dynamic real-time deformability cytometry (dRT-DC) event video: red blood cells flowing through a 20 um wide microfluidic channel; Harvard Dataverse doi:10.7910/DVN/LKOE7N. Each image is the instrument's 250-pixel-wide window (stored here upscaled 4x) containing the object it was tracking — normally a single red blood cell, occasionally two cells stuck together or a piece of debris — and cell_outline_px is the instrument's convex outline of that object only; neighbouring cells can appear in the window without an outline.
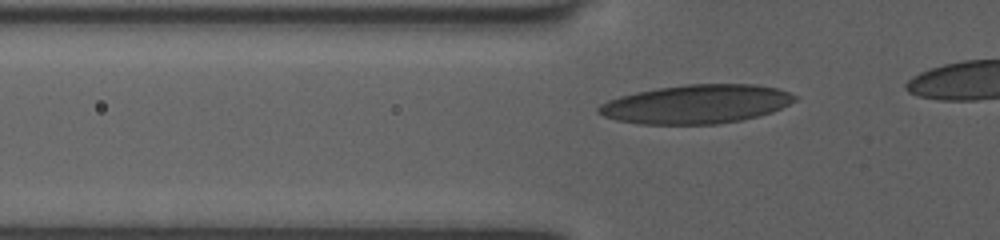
{"species": "human", "species_latin": "Homo sapiens", "temperature_condition": "room temperature", "stored_images_in_passage": 32, "camera_frame_rate_fps": 3000, "um_per_image_px": 0.085, "donor": {"sex": "female"}, "frame": {"image": 1, "passage_image": 5, "time_ms": 1.333, "image_size_px": [1000, 240], "cell_outline_px": [[796, 100], [772, 112], [740, 120], [716, 124], [636, 124], [616, 120], [604, 116], [596, 112], [596, 108], [600, 104], [608, 100], [620, 96], [636, 92], [656, 88], [688, 84], [756, 84], [776, 88], [788, 92], [796, 96]], "centroid_in_image_um": [59.14, 8.85], "position_along_channel_um": 66.7, "area_um2": 44.33}}
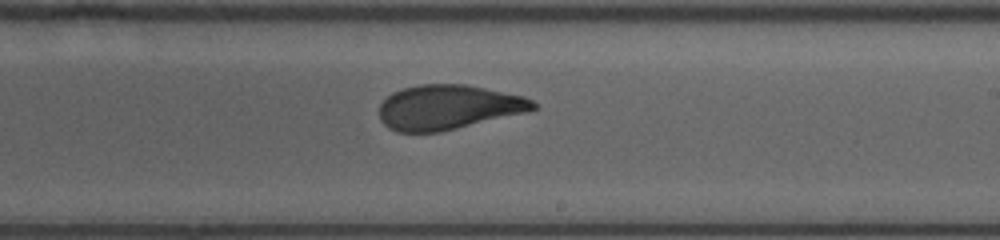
{"frame": {"image": 2, "passage_image": 19, "time_ms": 6.0, "image_size_px": [1000, 240], "cell_outline_px": [[536, 108], [528, 112], [440, 132], [396, 132], [388, 128], [380, 120], [380, 104], [392, 92], [404, 88], [420, 84], [464, 84], [524, 96], [532, 100], [536, 104]], "centroid_in_image_um": [38.09, 9.12], "position_along_channel_um": 250.9, "area_um2": 40.0}}
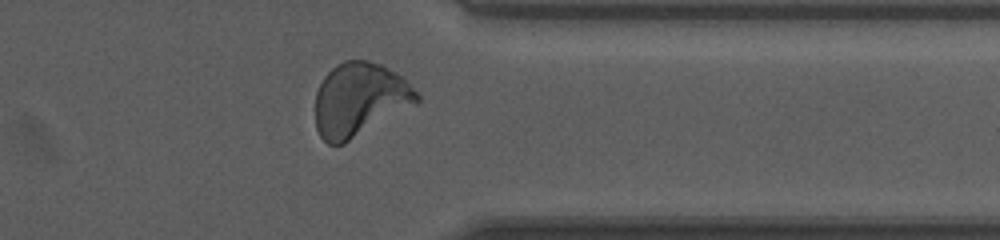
{"frame": {"image": 3, "passage_image": 29, "time_ms": 9.333, "image_size_px": [1000, 240], "cell_outline_px": [[420, 100], [416, 104], [344, 144], [328, 144], [320, 136], [316, 128], [316, 92], [324, 76], [336, 64], [344, 60], [368, 60], [380, 64], [396, 72], [420, 96]], "centroid_in_image_um": [30.55, 8.46], "position_along_channel_um": 380.9, "area_um2": 43.29}}